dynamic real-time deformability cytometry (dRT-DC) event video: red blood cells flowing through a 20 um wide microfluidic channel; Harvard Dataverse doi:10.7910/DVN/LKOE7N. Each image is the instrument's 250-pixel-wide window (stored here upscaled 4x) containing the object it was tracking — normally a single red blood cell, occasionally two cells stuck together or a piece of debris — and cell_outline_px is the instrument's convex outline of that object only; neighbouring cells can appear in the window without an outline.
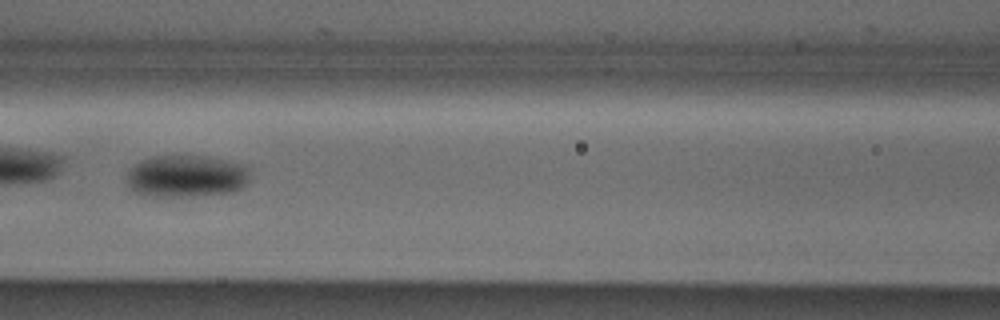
{"species": "Egyptian fruit bat (a non-hibernating species)", "species_latin": "Rousettus aegyptiacus", "temperature_condition": "cold", "stored_images_in_passage": 7, "camera_frame_rate_fps": 3000, "um_per_image_px": 0.085, "animal": {"sex": "male"}, "frame": {"image": 1, "passage_image": 7, "time_ms": 2.0, "image_size_px": [1000, 320], "cell_outline_px": [[248, 184], [244, 188], [236, 192], [192, 196], [144, 196], [132, 192], [128, 188], [124, 180], [128, 172], [140, 160], [152, 156], [204, 156], [244, 164], [248, 168]], "centroid_in_image_um": [15.81, 15.0], "position_along_channel_um": 150.8, "area_um2": 30.81}}